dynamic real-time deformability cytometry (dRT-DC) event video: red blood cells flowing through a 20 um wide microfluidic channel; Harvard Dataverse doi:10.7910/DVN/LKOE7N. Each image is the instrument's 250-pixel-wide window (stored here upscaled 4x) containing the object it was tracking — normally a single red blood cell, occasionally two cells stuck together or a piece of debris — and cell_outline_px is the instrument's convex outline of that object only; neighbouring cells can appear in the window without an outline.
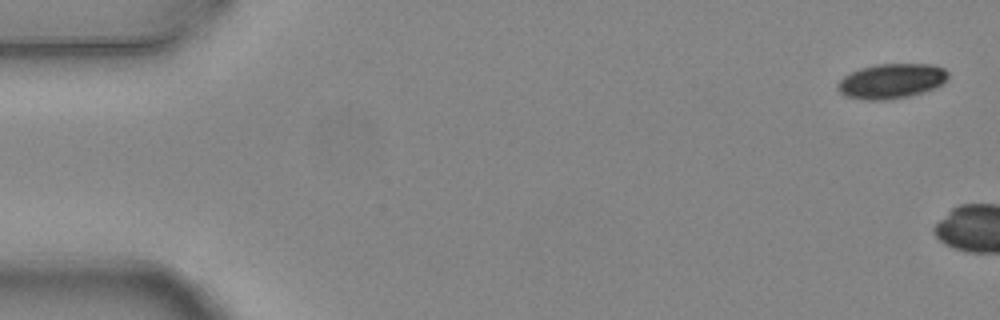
{"species": "common noctule bat (a hibernating species)", "species_latin": "Nyctalus noctula", "temperature_condition": "warm", "stored_images_in_passage": 2, "camera_frame_rate_fps": 3000, "um_per_image_px": 0.085, "animal": {"sex": "female", "body_mass_g": 24.6, "forearm_length_mm": 56.2}, "frame": {"image": 1, "passage_image": 1, "time_ms": 0.0, "image_size_px": [1000, 320], "cell_outline_px": [[948, 76], [940, 84], [924, 92], [908, 96], [888, 100], [864, 100], [844, 96], [836, 88], [836, 84], [844, 76], [860, 68], [876, 64], [932, 64], [944, 68], [948, 72]], "centroid_in_image_um": [75.72, 6.89], "position_along_channel_um": 9.3, "area_um2": 22.43}}